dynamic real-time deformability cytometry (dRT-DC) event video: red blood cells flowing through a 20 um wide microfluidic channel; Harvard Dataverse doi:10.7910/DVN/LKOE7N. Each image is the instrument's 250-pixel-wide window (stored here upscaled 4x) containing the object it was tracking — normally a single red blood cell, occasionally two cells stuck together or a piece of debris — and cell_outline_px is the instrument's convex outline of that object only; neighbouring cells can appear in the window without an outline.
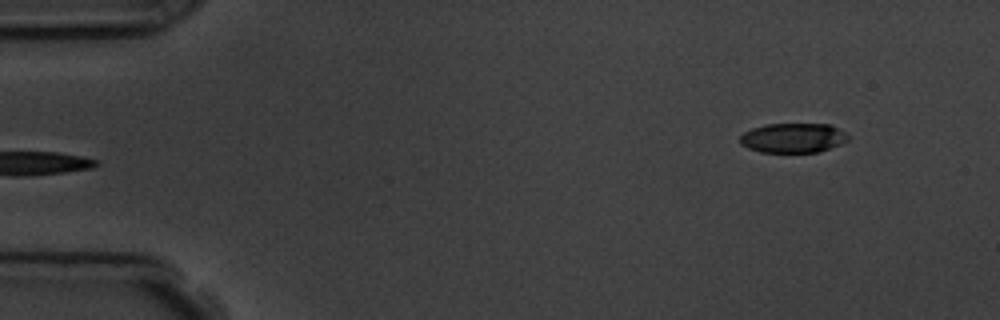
{"species": "common noctule bat (a hibernating species)", "species_latin": "Nyctalus noctula", "temperature_condition": "room temperature", "stored_images_in_passage": 5, "segment_of_instrument_passage": [2, 2], "camera_frame_rate_fps": 3000, "um_per_image_px": 0.085, "animal": {"sex": "male", "body_mass_g": 19.5, "forearm_length_mm": 54.6}, "frame": {"image": 1, "passage_image": 5, "time_ms": 5.333, "image_size_px": [1000, 320], "cell_outline_px": [[848, 140], [840, 144], [816, 152], [760, 152], [748, 148], [740, 144], [740, 136], [744, 132], [752, 128], [764, 124], [832, 124], [844, 132], [848, 136]], "centroid_in_image_um": [67.38, 11.71], "position_along_channel_um": 17.6, "area_um2": 18.61}}